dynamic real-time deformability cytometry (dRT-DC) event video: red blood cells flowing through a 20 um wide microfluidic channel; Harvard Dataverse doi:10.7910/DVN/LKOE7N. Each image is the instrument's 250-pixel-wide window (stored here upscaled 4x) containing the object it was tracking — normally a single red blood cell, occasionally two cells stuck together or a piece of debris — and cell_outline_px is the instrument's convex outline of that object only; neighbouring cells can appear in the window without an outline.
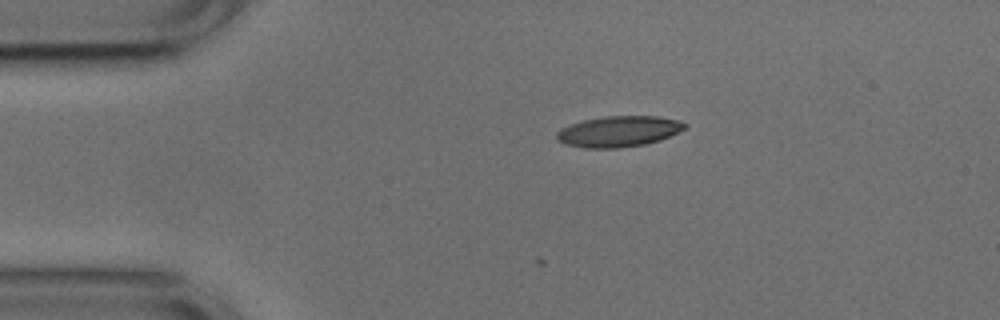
{"species": "common noctule bat (a hibernating species)", "species_latin": "Nyctalus noctula", "temperature_condition": "cold", "stored_images_in_passage": 2, "camera_frame_rate_fps": 3000, "um_per_image_px": 0.085, "animal": {"sex": "male", "body_mass_g": 17.9, "forearm_length_mm": 54.2}, "frame": {"image": 1, "passage_image": 2, "time_ms": 0.333, "image_size_px": [1000, 320], "cell_outline_px": [[688, 124], [684, 128], [660, 140], [644, 144], [620, 148], [584, 148], [564, 144], [556, 140], [556, 132], [560, 128], [584, 120], [604, 116], [656, 116], [680, 120]], "centroid_in_image_um": [52.55, 11.17], "position_along_channel_um": 32.5, "area_um2": 23.0}}